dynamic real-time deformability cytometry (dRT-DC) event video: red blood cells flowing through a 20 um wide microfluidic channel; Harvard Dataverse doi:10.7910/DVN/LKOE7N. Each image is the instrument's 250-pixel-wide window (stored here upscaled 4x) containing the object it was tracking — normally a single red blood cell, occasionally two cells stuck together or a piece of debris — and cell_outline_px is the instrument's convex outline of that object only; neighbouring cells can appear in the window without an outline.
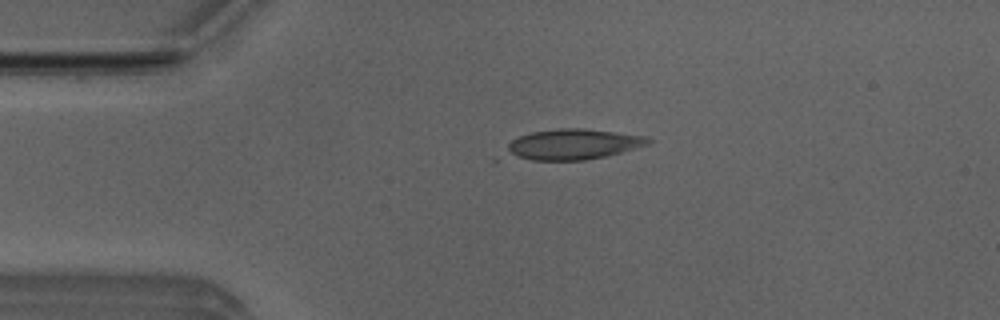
{"species": "Egyptian fruit bat (a non-hibernating species)", "species_latin": "Rousettus aegyptiacus", "temperature_condition": "room temperature", "stored_images_in_passage": 4, "camera_frame_rate_fps": 3000, "um_per_image_px": 0.085, "animal": {"sex": "male"}, "frame": {"image": 1, "passage_image": 3, "time_ms": 0.667, "image_size_px": [1000, 320], "cell_outline_px": [[652, 140], [648, 144], [620, 152], [604, 156], [584, 160], [532, 160], [520, 156], [512, 152], [508, 148], [508, 144], [512, 140], [520, 136], [532, 132], [560, 128], [584, 128], [648, 136]], "centroid_in_image_um": [48.8, 12.24], "position_along_channel_um": 36.2, "area_um2": 24.51}}